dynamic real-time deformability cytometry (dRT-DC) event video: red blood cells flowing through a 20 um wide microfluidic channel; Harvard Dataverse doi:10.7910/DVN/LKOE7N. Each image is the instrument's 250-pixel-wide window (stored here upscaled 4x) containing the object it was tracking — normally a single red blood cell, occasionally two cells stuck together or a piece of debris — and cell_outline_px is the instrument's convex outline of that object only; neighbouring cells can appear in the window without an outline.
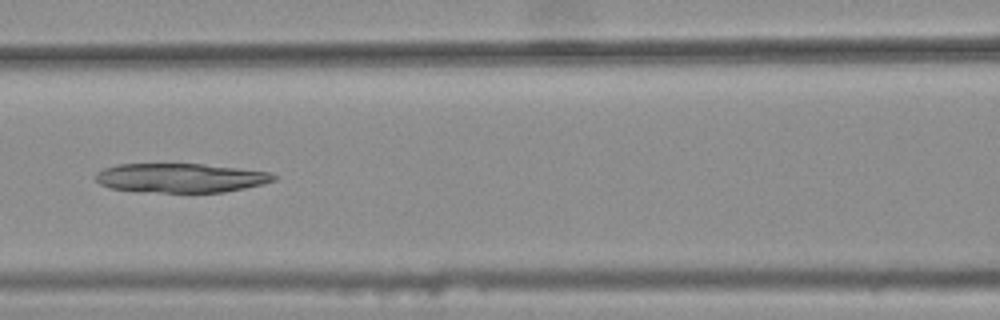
{"species": "common noctule bat (a hibernating species)", "species_latin": "Nyctalus noctula", "temperature_condition": "warm", "stored_images_in_passage": 6, "camera_frame_rate_fps": 3000, "um_per_image_px": 0.085, "animal": {"sex": "female", "body_mass_g": 25.1}, "frame": {"image": 1, "passage_image": 6, "time_ms": 1.667, "image_size_px": [1000, 320], "cell_outline_px": [[276, 180], [264, 184], [224, 192], [140, 192], [108, 188], [100, 184], [96, 180], [96, 172], [104, 168], [116, 164], [204, 164], [272, 172], [276, 176]], "centroid_in_image_um": [15.34, 15.12], "position_along_channel_um": 151.3, "area_um2": 30.52}}